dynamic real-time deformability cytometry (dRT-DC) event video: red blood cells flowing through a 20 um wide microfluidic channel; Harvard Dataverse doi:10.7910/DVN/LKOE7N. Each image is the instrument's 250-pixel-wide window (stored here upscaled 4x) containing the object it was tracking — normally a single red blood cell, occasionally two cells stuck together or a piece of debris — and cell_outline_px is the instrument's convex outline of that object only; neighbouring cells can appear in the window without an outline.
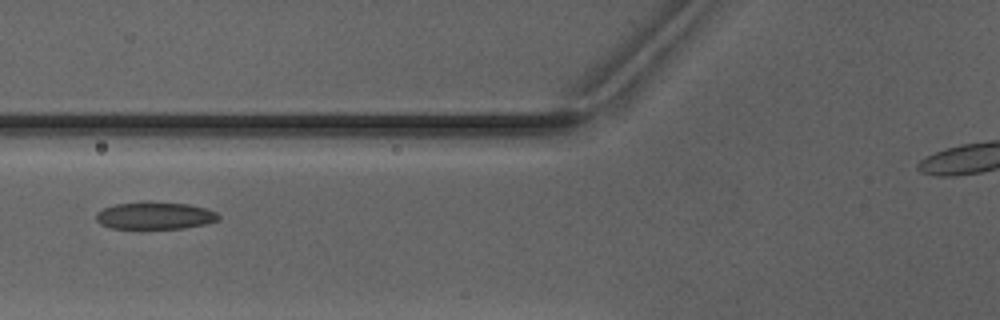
{"species": "Egyptian fruit bat (a non-hibernating species)", "species_latin": "Rousettus aegyptiacus", "temperature_condition": "warm", "stored_images_in_passage": 3, "camera_frame_rate_fps": 3000, "um_per_image_px": 0.085, "animal": {"sex": "male"}, "frame": {"image": 1, "passage_image": 3, "time_ms": 3.333, "image_size_px": [1000, 320], "cell_outline_px": [[220, 220], [204, 224], [184, 228], [112, 228], [100, 224], [96, 220], [96, 212], [104, 208], [116, 204], [188, 204], [204, 208], [216, 212], [220, 216]], "centroid_in_image_um": [13.18, 18.37], "position_along_channel_um": 112.6, "area_um2": 18.61}}